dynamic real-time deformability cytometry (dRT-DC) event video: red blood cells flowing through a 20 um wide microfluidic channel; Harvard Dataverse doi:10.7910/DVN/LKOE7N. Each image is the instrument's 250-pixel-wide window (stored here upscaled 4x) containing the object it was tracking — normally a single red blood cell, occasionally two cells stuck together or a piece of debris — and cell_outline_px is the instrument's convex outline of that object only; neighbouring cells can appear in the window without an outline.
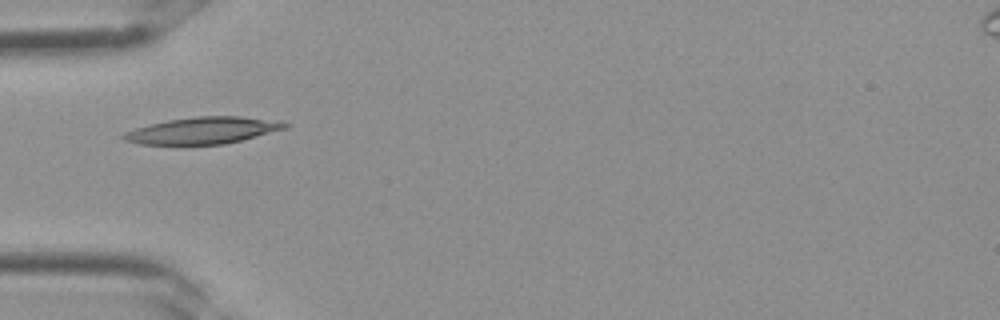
{"species": "Egyptian fruit bat (a non-hibernating species)", "species_latin": "Rousettus aegyptiacus", "temperature_condition": "room temperature", "stored_images_in_passage": 1, "camera_frame_rate_fps": 3000, "um_per_image_px": 0.085, "frame": {"image": 1, "passage_image": 1, "time_ms": 0.0, "image_size_px": [1000, 320], "cell_outline_px": [[292, 124], [288, 128], [224, 144], [140, 144], [124, 140], [120, 136], [124, 132], [148, 124], [168, 120], [196, 116], [240, 116]], "centroid_in_image_um": [17.19, 11.09], "position_along_channel_um": 67.8, "area_um2": 24.8}}